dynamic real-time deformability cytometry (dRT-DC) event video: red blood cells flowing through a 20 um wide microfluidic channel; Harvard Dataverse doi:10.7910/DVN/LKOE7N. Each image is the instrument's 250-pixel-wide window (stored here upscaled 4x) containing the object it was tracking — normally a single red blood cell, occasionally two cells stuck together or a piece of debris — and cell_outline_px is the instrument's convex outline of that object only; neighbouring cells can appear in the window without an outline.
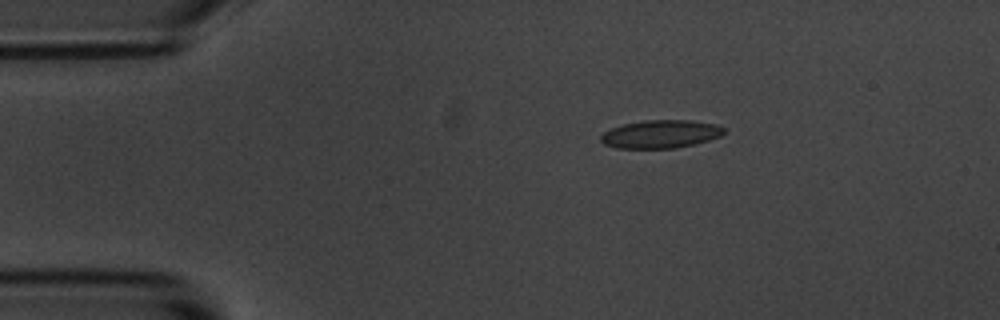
{"species": "common noctule bat (a hibernating species)", "species_latin": "Nyctalus noctula", "temperature_condition": "room temperature", "stored_images_in_passage": 5, "camera_frame_rate_fps": 3000, "um_per_image_px": 0.085, "animal": {"sex": "male", "body_mass_g": 20.1, "forearm_length_mm": 53.5}, "frame": {"image": 1, "passage_image": 3, "time_ms": 2.333, "image_size_px": [1000, 320], "cell_outline_px": [[724, 132], [720, 136], [708, 140], [676, 148], [616, 148], [604, 144], [600, 140], [600, 136], [604, 132], [612, 128], [624, 124], [644, 120], [688, 120], [716, 124], [724, 128]], "centroid_in_image_um": [56.13, 11.39], "position_along_channel_um": 28.9, "area_um2": 20.0}}